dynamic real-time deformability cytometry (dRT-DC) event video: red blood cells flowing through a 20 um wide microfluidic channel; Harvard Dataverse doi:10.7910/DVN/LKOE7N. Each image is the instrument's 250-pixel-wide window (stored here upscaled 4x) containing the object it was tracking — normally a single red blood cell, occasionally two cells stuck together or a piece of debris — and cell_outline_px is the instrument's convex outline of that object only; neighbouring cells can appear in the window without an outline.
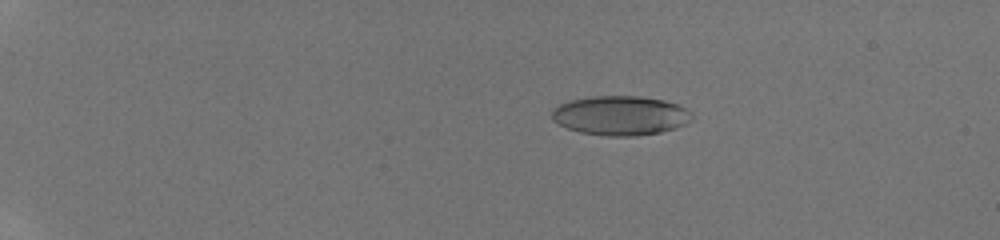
{"species": "human", "species_latin": "Homo sapiens", "temperature_condition": "room temperature", "stored_images_in_passage": 36, "camera_frame_rate_fps": 3000, "um_per_image_px": 0.085, "donor": {"sex": "male"}, "frame": {"image": 1, "passage_image": 8, "time_ms": 4.0, "image_size_px": [1000, 240], "cell_outline_px": [[692, 120], [676, 128], [660, 132], [636, 136], [608, 136], [580, 132], [568, 128], [552, 120], [552, 108], [560, 104], [572, 100], [592, 96], [636, 96], [664, 100], [688, 108], [692, 116]], "centroid_in_image_um": [52.75, 9.82], "position_along_channel_um": 32.3, "area_um2": 32.08}}
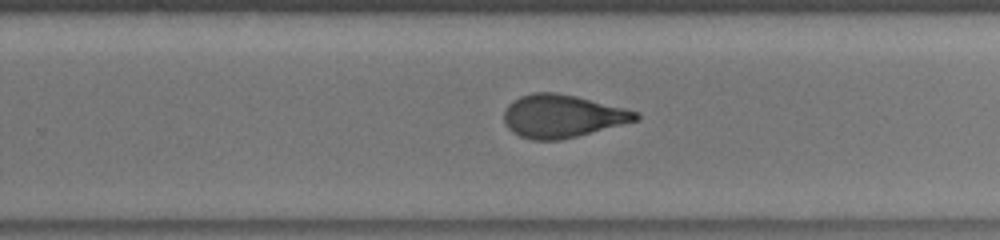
{"frame": {"image": 2, "passage_image": 23, "time_ms": 12.667, "image_size_px": [1000, 240], "cell_outline_px": [[640, 120], [560, 140], [532, 140], [520, 136], [512, 132], [504, 124], [504, 108], [512, 100], [520, 96], [532, 92], [556, 92], [576, 96], [640, 112]], "centroid_in_image_um": [47.77, 9.86], "position_along_channel_um": 282.0, "area_um2": 33.12}}
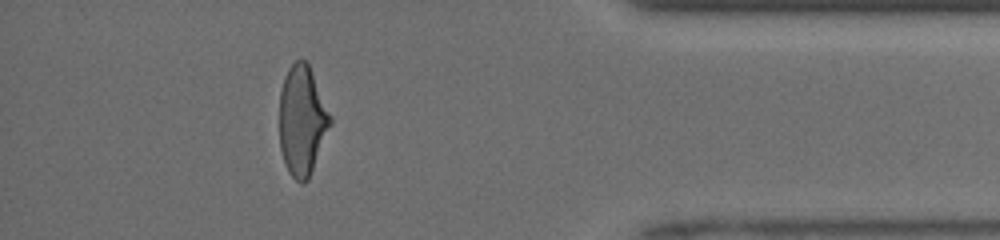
{"frame": {"image": 3, "passage_image": 34, "time_ms": 16.333, "image_size_px": [1000, 240], "cell_outline_px": [[332, 124], [308, 180], [304, 184], [300, 184], [288, 172], [280, 148], [280, 92], [284, 76], [288, 68], [296, 60], [304, 60], [308, 64], [312, 72], [332, 116]], "centroid_in_image_um": [25.69, 10.26], "position_along_channel_um": 409.5, "area_um2": 32.6}, "authors_computed_cell_mechanics": {"area_um2": 32.946, "velocity_mm_per_s": 4.161, "shape_relaxation_time_tau1_ms": 6.1792, "shape_relaxation_time_tau2_ms": 0.8094, "deformation_change_tau1": 0.2125, "deformation_change_tau2": 0.0597}}